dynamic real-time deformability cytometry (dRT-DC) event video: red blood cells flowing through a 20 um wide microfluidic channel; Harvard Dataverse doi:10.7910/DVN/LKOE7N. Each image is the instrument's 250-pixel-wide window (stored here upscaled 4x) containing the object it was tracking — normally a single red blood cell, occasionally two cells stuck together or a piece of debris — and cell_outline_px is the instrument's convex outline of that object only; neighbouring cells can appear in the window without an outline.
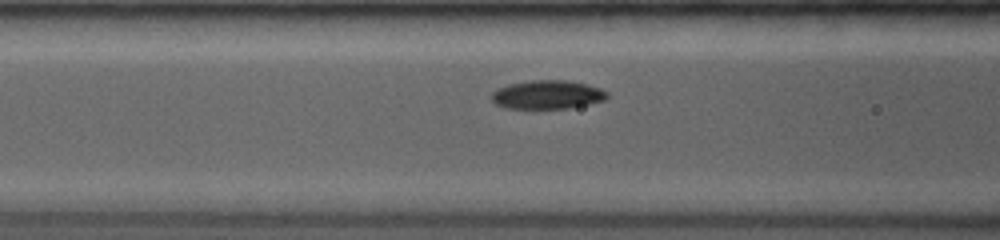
{"species": "common noctule bat (a hibernating species)", "species_latin": "Nyctalus noctula", "temperature_condition": "room temperature", "stored_images_in_passage": 37, "camera_frame_rate_fps": 4000, "um_per_image_px": 0.085, "animal": {"sex": "female", "body_mass_g": 19.0, "forearm_length_mm": 53.3}, "frame": {"image": 1, "passage_image": 5, "time_ms": 1.0, "image_size_px": [1000, 240], "cell_outline_px": [[608, 96], [604, 100], [572, 108], [536, 112], [504, 108], [496, 104], [492, 100], [492, 92], [500, 88], [512, 84], [532, 80], [564, 80], [584, 84], [600, 88], [608, 92]], "centroid_in_image_um": [46.5, 8.12], "position_along_channel_um": 120.1, "area_um2": 20.0}}
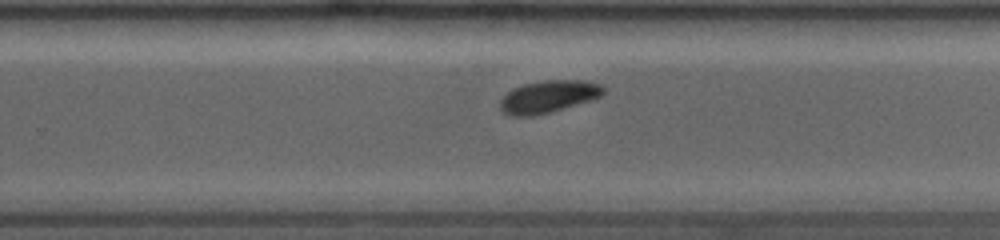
{"frame": {"image": 2, "passage_image": 21, "time_ms": 5.0, "image_size_px": [1000, 240], "cell_outline_px": [[604, 92], [600, 96], [592, 100], [548, 112], [532, 116], [508, 116], [500, 108], [500, 100], [508, 92], [524, 84], [548, 80], [580, 80], [600, 84], [604, 88]], "centroid_in_image_um": [46.61, 8.22], "position_along_channel_um": 283.2, "area_um2": 19.07}}
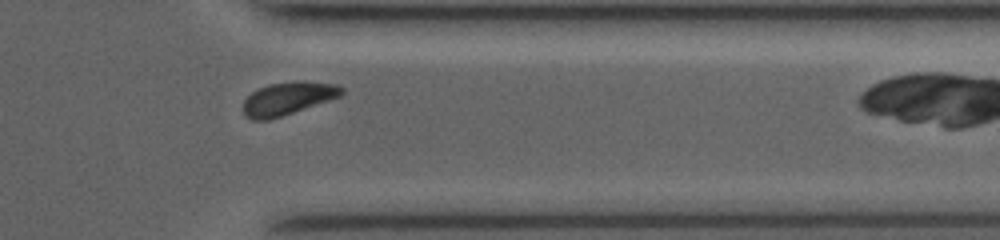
{"frame": {"image": 3, "passage_image": 31, "time_ms": 7.5, "image_size_px": [1000, 240], "cell_outline_px": [[344, 92], [340, 96], [268, 120], [252, 120], [244, 116], [244, 100], [252, 92], [260, 88], [272, 84], [336, 84], [344, 88]], "centroid_in_image_um": [24.4, 8.43], "position_along_channel_um": 387.0, "area_um2": 17.57}}